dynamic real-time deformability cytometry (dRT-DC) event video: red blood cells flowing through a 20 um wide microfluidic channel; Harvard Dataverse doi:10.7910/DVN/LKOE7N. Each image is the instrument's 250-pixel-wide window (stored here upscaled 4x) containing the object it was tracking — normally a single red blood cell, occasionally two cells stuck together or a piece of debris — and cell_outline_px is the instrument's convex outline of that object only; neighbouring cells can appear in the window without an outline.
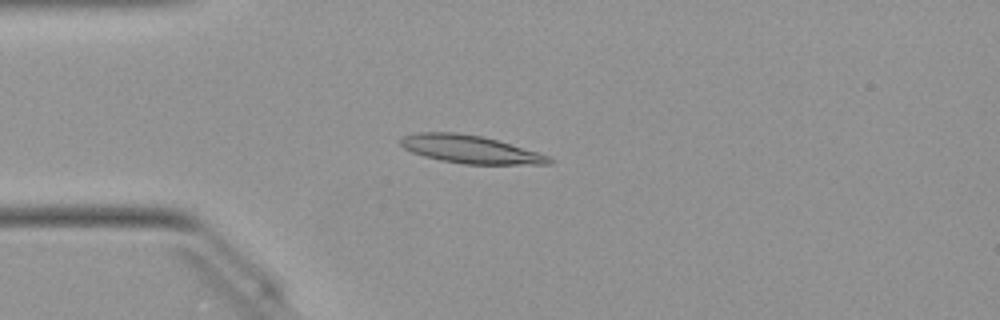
{"species": "Egyptian fruit bat (a non-hibernating species)", "species_latin": "Rousettus aegyptiacus", "temperature_condition": "warm", "stored_images_in_passage": 49, "camera_frame_rate_fps": 3000, "um_per_image_px": 0.085, "animal": {"sex": "female"}, "frame": {"image": 1, "passage_image": 12, "time_ms": 3.667, "image_size_px": [1000, 320], "cell_outline_px": [[556, 160], [552, 164], [464, 164], [440, 160], [424, 156], [412, 152], [404, 148], [400, 144], [400, 140], [404, 136], [416, 132], [456, 132], [480, 136], [496, 140], [536, 152], [548, 156]], "centroid_in_image_um": [39.95, 12.69], "position_along_channel_um": 45.1, "area_um2": 23.93}}
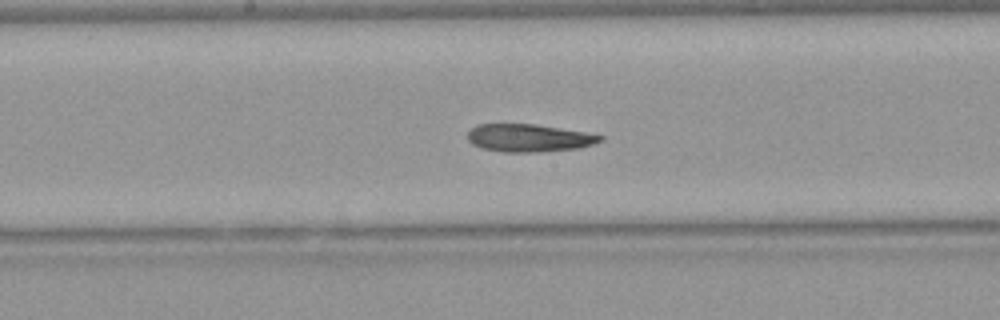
{"frame": {"image": 2, "passage_image": 25, "time_ms": 8.0, "image_size_px": [1000, 320], "cell_outline_px": [[604, 140], [596, 144], [580, 148], [540, 152], [504, 152], [480, 148], [472, 144], [468, 140], [468, 132], [476, 124], [536, 124], [584, 132], [604, 136]], "centroid_in_image_um": [44.97, 11.73], "position_along_channel_um": 203.2, "area_um2": 21.62}}
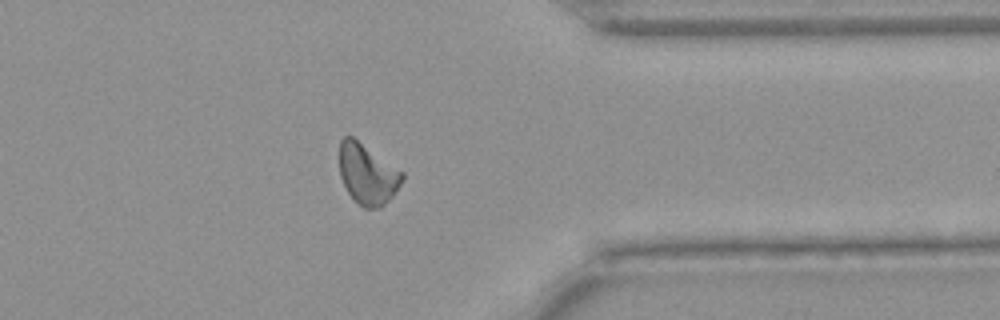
{"frame": {"image": 3, "passage_image": 39, "time_ms": 12.667, "image_size_px": [1000, 320], "cell_outline_px": [[404, 176], [400, 184], [392, 196], [380, 208], [364, 208], [348, 192], [340, 176], [340, 140], [344, 136], [352, 136], [404, 172]], "centroid_in_image_um": [31.23, 14.78], "position_along_channel_um": 380.2, "area_um2": 21.79}, "authors_computed_cell_mechanics": {"area_um2": 22.1952, "velocity_mm_per_s": 4.039, "shape_relaxation_time_tau1_ms": 10.2065, "shape_relaxation_time_tau2_ms": 6.835, "deformation_change_tau1": 0.25, "deformation_change_tau2": 0.1881}}